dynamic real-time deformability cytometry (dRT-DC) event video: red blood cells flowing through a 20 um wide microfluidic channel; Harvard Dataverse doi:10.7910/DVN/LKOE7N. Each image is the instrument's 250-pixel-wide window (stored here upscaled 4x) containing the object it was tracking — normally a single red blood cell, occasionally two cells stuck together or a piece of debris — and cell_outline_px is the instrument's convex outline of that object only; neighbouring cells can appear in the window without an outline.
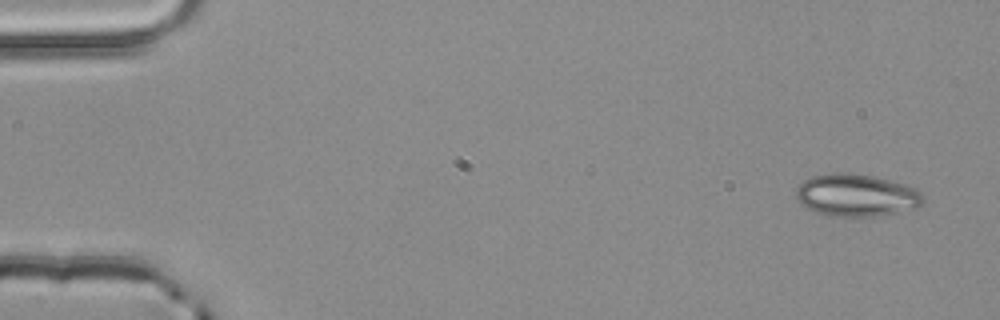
{"species": "common noctule bat (a hibernating species)", "species_latin": "Nyctalus noctula", "temperature_condition": "room temperature", "stored_images_in_passage": 4, "camera_frame_rate_fps": 3000, "um_per_image_px": 0.085, "animal": {"sex": "male", "body_mass_g": 20.4}, "frame": {"image": 1, "passage_image": 1, "time_ms": 0.0, "image_size_px": [1000, 320], "cell_outline_px": [[924, 200], [920, 204], [912, 208], [896, 212], [876, 216], [828, 216], [816, 212], [800, 204], [796, 196], [796, 188], [804, 180], [812, 176], [836, 172], [840, 172], [872, 176], [904, 184], [916, 188], [920, 192]], "centroid_in_image_um": [72.74, 16.59], "position_along_channel_um": 12.3, "area_um2": 31.04}}